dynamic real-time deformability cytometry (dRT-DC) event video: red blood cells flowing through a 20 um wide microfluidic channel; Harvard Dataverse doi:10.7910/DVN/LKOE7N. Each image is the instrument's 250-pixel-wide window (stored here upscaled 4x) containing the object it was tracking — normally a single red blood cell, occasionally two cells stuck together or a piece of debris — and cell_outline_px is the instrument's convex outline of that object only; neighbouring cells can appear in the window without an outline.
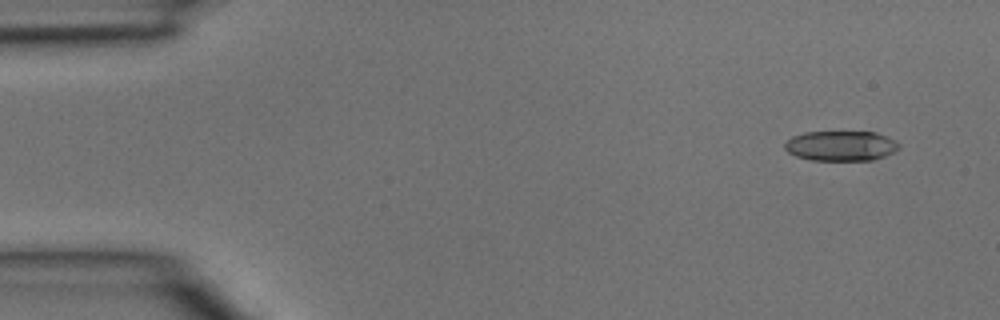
{"species": "common noctule bat (a hibernating species)", "species_latin": "Nyctalus noctula", "temperature_condition": "room temperature", "stored_images_in_passage": 4, "camera_frame_rate_fps": 3000, "um_per_image_px": 0.085, "animal": {"sex": "male", "body_mass_g": 15.6}, "frame": {"image": 1, "passage_image": 4, "time_ms": 1.0, "image_size_px": [1000, 320], "cell_outline_px": [[900, 148], [884, 156], [872, 160], [812, 160], [796, 156], [788, 152], [784, 148], [784, 144], [792, 136], [804, 132], [876, 132], [888, 136], [896, 140], [900, 144]], "centroid_in_image_um": [71.49, 12.39], "position_along_channel_um": 13.5, "area_um2": 20.06}}